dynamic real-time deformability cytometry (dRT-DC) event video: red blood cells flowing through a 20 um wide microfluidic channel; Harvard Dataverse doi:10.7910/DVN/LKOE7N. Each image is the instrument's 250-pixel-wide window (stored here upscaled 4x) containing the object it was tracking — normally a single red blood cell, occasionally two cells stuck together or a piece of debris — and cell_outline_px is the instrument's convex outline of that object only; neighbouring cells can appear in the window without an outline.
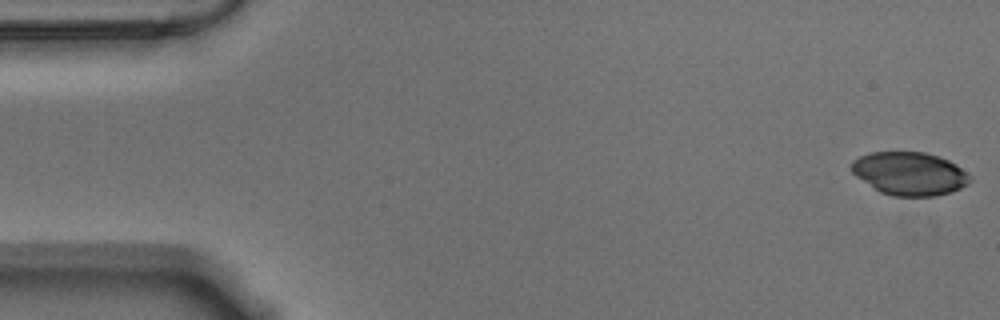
{"species": "Egyptian fruit bat (a non-hibernating species)", "species_latin": "Rousettus aegyptiacus", "temperature_condition": "warm", "stored_images_in_passage": 56, "camera_frame_rate_fps": 3000, "um_per_image_px": 0.085, "animal": {"sex": "male"}, "frame": {"image": 1, "passage_image": 1, "time_ms": 0.0, "image_size_px": [1000, 320], "cell_outline_px": [[972, 180], [968, 184], [952, 192], [936, 196], [892, 196], [880, 192], [856, 176], [852, 172], [852, 160], [860, 156], [872, 152], [924, 152], [940, 156], [956, 164], [972, 176]], "centroid_in_image_um": [77.35, 14.76], "position_along_channel_um": 7.7, "area_um2": 29.94}}
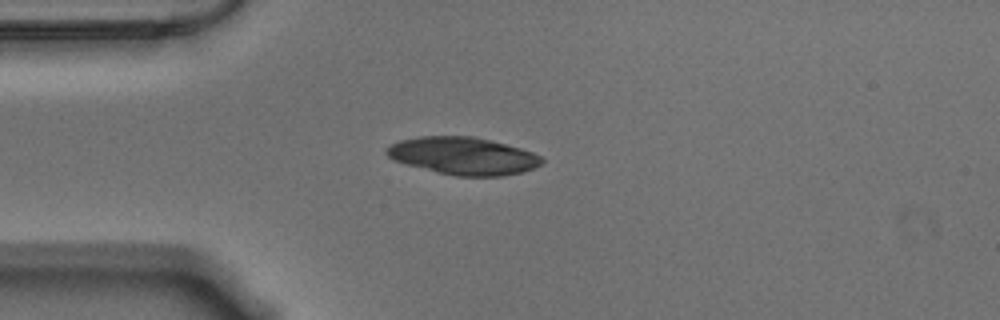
{"frame": {"image": 2, "passage_image": 14, "time_ms": 4.333, "image_size_px": [1000, 320], "cell_outline_px": [[544, 160], [540, 164], [532, 168], [520, 172], [504, 176], [456, 176], [408, 164], [396, 160], [388, 156], [384, 152], [384, 148], [388, 144], [400, 140], [420, 136], [476, 136], [520, 148], [532, 152], [540, 156]], "centroid_in_image_um": [39.35, 13.23], "position_along_channel_um": 45.7, "area_um2": 33.64}}